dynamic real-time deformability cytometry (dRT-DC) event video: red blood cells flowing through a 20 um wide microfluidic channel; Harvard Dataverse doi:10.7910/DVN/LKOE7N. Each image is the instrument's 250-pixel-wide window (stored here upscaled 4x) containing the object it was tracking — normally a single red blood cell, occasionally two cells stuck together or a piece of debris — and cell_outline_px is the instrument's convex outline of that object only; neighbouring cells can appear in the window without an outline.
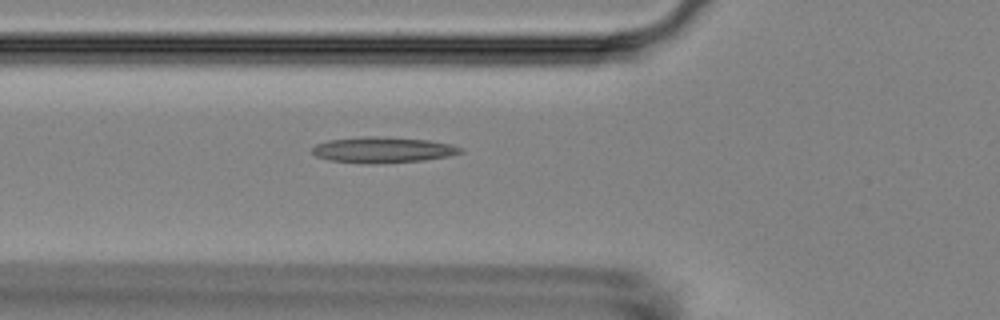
{"species": "Egyptian fruit bat (a non-hibernating species)", "species_latin": "Rousettus aegyptiacus", "temperature_condition": "room temperature", "stored_images_in_passage": 6, "camera_frame_rate_fps": 3000, "um_per_image_px": 0.085, "animal": {"sex": "female"}, "frame": {"image": 1, "passage_image": 6, "time_ms": 6.333, "image_size_px": [1000, 320], "cell_outline_px": [[464, 152], [448, 156], [424, 160], [328, 160], [316, 156], [312, 152], [312, 148], [316, 144], [328, 140], [364, 136], [372, 136], [428, 140], [452, 144], [464, 148]], "centroid_in_image_um": [32.6, 12.67], "position_along_channel_um": 93.2, "area_um2": 20.92}}